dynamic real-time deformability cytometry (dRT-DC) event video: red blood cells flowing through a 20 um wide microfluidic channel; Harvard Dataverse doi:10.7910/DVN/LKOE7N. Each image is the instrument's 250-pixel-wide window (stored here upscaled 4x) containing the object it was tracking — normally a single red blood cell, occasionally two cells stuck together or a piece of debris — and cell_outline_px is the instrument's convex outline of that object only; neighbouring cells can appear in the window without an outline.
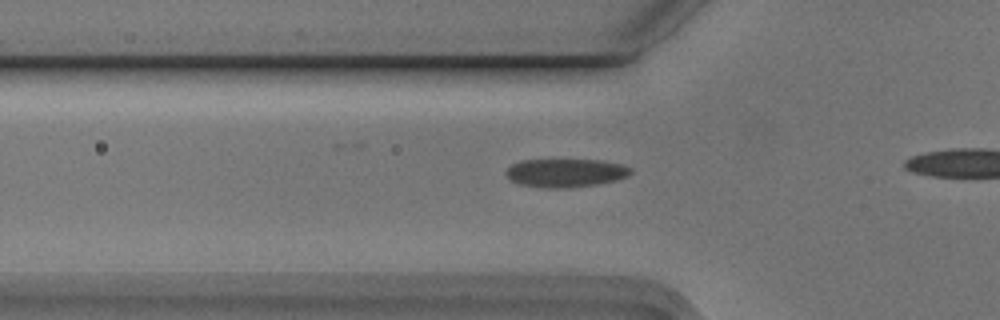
{"species": "Egyptian fruit bat (a non-hibernating species)", "species_latin": "Rousettus aegyptiacus", "temperature_condition": "cold", "stored_images_in_passage": 12, "camera_frame_rate_fps": 3000, "um_per_image_px": 0.085, "animal": {"sex": "male"}, "frame": {"image": 1, "passage_image": 3, "time_ms": 0.667, "image_size_px": [1000, 320], "cell_outline_px": [[632, 172], [628, 176], [616, 180], [600, 184], [572, 188], [544, 188], [520, 184], [508, 180], [504, 172], [512, 164], [520, 160], [600, 160], [620, 164], [632, 168]], "centroid_in_image_um": [48.06, 14.71], "position_along_channel_um": 77.7, "area_um2": 20.92}}
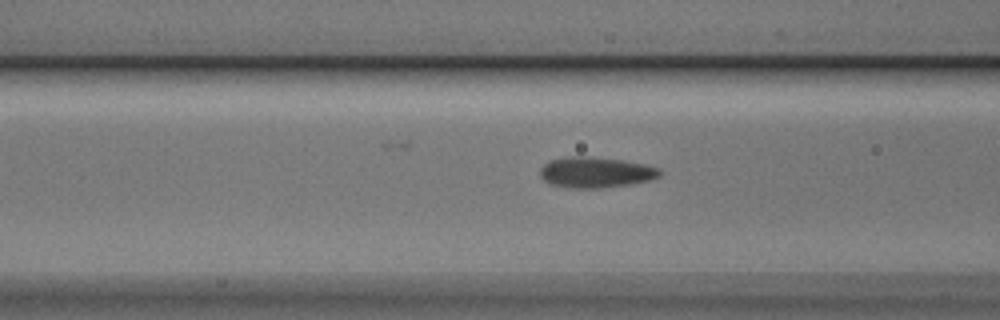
{"frame": {"image": 2, "passage_image": 6, "time_ms": 1.667, "image_size_px": [1000, 320], "cell_outline_px": [[660, 176], [652, 180], [632, 184], [600, 188], [568, 188], [548, 184], [540, 176], [540, 168], [544, 164], [552, 160], [568, 156], [584, 156], [624, 160], [644, 164], [660, 168]], "centroid_in_image_um": [50.63, 14.66], "position_along_channel_um": 116.0, "area_um2": 21.62}}
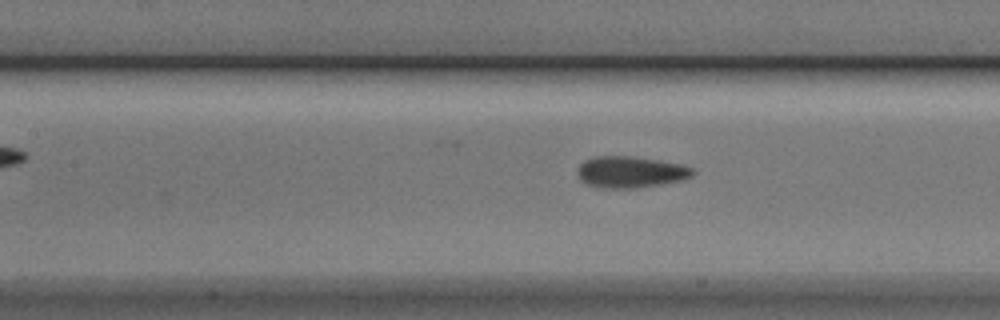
{"frame": {"image": 3, "passage_image": 9, "time_ms": 2.667, "image_size_px": [1000, 320], "cell_outline_px": [[696, 172], [692, 176], [680, 180], [660, 184], [636, 188], [600, 188], [584, 184], [580, 180], [576, 172], [580, 164], [584, 160], [592, 156], [632, 156], [660, 160], [680, 164], [692, 168]], "centroid_in_image_um": [53.54, 14.62], "position_along_channel_um": 153.9, "area_um2": 21.33}}